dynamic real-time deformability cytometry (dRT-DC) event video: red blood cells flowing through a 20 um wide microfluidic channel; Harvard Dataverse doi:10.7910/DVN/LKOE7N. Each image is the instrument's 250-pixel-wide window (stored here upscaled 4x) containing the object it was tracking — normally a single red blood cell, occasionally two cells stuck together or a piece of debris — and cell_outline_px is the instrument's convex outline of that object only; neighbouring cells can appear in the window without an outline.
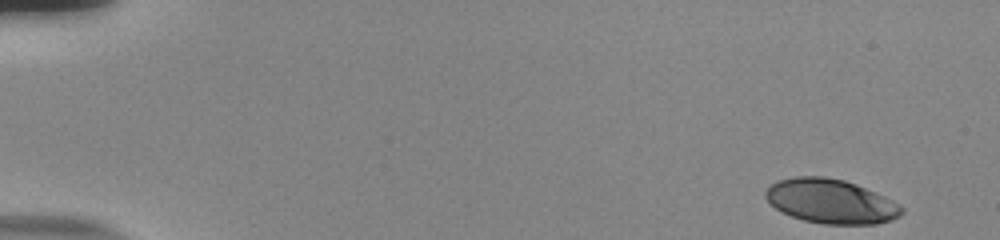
{"species": "human", "species_latin": "Homo sapiens", "temperature_condition": "room temperature", "stored_images_in_passage": 52, "camera_frame_rate_fps": 3000, "um_per_image_px": 0.085, "donor": {"sex": "male"}, "frame": {"image": 1, "passage_image": 1, "time_ms": 0.0, "image_size_px": [1000, 240], "cell_outline_px": [[904, 212], [900, 216], [892, 220], [876, 224], [824, 224], [804, 220], [792, 216], [776, 208], [764, 196], [764, 192], [776, 180], [796, 176], [824, 176], [844, 180], [856, 184], [884, 196], [900, 204], [904, 208]], "centroid_in_image_um": [70.65, 17.1], "position_along_channel_um": 14.4, "area_um2": 35.14}}
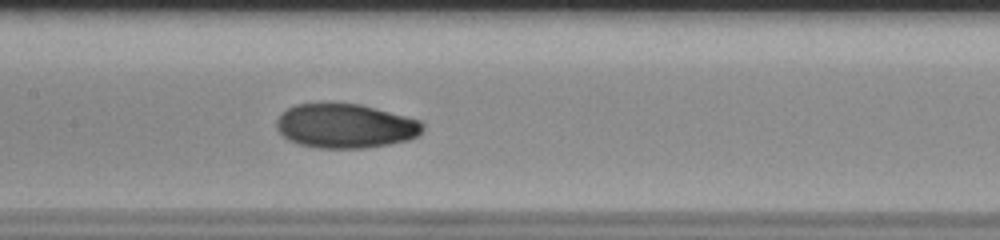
{"frame": {"image": 2, "passage_image": 26, "time_ms": 8.333, "image_size_px": [1000, 240], "cell_outline_px": [[424, 128], [420, 136], [408, 140], [388, 144], [364, 148], [316, 148], [300, 144], [288, 140], [276, 128], [276, 120], [288, 108], [296, 104], [360, 104], [420, 120], [424, 124]], "centroid_in_image_um": [29.38, 10.72], "position_along_channel_um": 178.0, "area_um2": 37.57}}
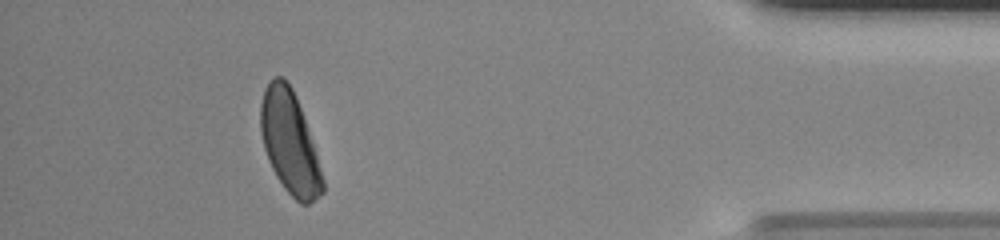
{"frame": {"image": 3, "passage_image": 48, "time_ms": 15.667, "image_size_px": [1000, 240], "cell_outline_px": [[324, 192], [308, 204], [300, 204], [284, 188], [276, 176], [268, 160], [264, 148], [260, 132], [260, 104], [264, 88], [276, 76], [284, 76], [292, 88], [296, 96], [324, 180]], "centroid_in_image_um": [24.59, 12.11], "position_along_channel_um": 410.6, "area_um2": 36.47}, "authors_computed_cell_mechanics": {"area_um2": 36.703, "velocity_mm_per_s": 3.7933, "shape_relaxation_time_tau1_ms": 2.6075, "shape_relaxation_time_tau2_ms": 10.1687, "deformation_change_tau1": 0.1268, "deformation_change_tau2": 0.1308}}